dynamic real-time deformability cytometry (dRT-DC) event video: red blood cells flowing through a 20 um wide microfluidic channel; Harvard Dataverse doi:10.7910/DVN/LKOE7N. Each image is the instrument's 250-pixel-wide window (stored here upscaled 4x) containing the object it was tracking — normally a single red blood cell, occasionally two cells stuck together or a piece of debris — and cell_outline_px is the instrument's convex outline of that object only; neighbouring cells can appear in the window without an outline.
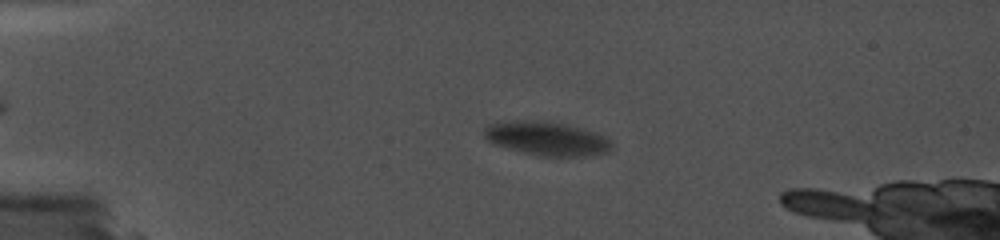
{"species": "common noctule bat (a hibernating species)", "species_latin": "Nyctalus noctula", "temperature_condition": "cold", "stored_images_in_passage": 49, "camera_frame_rate_fps": 5000, "um_per_image_px": 0.085, "animal": {"sex": "female", "body_mass_g": 19.0, "forearm_length_mm": 56.7}, "frame": {"image": 1, "passage_image": 8, "time_ms": 5.0, "image_size_px": [1000, 240], "cell_outline_px": [[612, 148], [608, 152], [596, 156], [540, 156], [492, 144], [484, 136], [484, 128], [488, 124], [500, 120], [544, 120], [564, 124], [596, 132], [612, 140]], "centroid_in_image_um": [46.47, 11.76], "position_along_channel_um": 38.5, "area_um2": 25.61}}
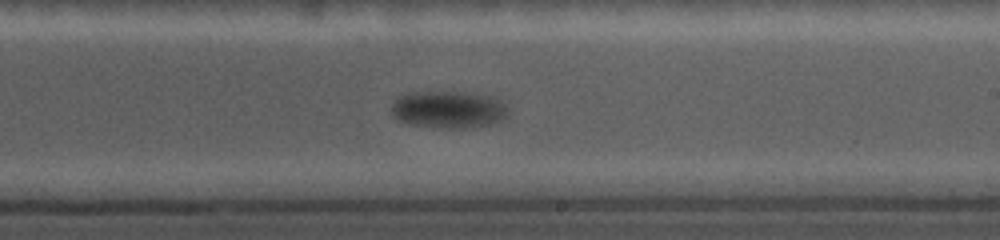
{"frame": {"image": 2, "passage_image": 29, "time_ms": 12.8, "image_size_px": [1000, 240], "cell_outline_px": [[508, 112], [500, 120], [488, 124], [464, 128], [448, 128], [408, 124], [400, 120], [392, 112], [392, 104], [400, 96], [408, 92], [460, 92], [488, 96], [500, 100], [504, 104]], "centroid_in_image_um": [38.09, 9.3], "position_along_channel_um": 250.9, "area_um2": 24.74}}
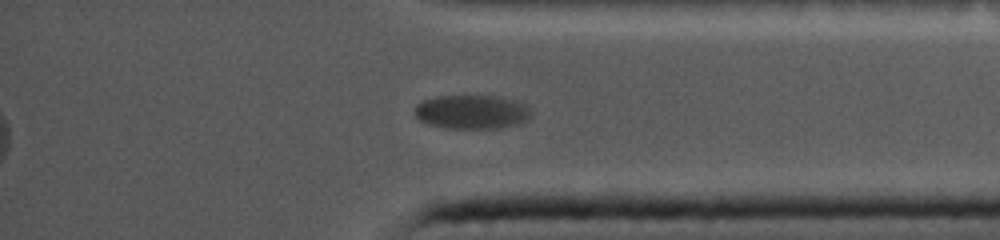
{"frame": {"image": 3, "passage_image": 43, "time_ms": 17.0, "image_size_px": [1000, 240], "cell_outline_px": [[532, 112], [528, 120], [520, 124], [500, 128], [448, 128], [428, 124], [420, 120], [416, 116], [416, 104], [424, 100], [436, 96], [500, 96], [516, 100], [528, 104], [532, 108]], "centroid_in_image_um": [40.19, 9.51], "position_along_channel_um": 395.0, "area_um2": 23.35}}